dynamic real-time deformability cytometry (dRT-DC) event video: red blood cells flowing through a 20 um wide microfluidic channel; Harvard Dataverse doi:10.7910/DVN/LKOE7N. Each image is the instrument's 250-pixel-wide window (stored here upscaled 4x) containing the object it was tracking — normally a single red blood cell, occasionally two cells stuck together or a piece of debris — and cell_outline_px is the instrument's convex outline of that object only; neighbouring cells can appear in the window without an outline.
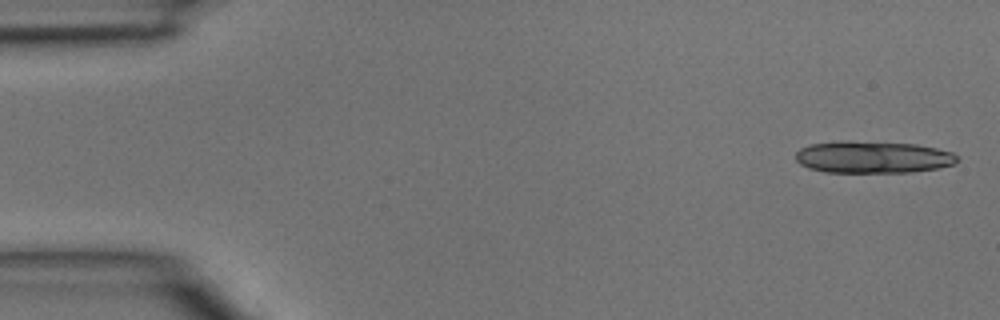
{"species": "common noctule bat (a hibernating species)", "species_latin": "Nyctalus noctula", "temperature_condition": "room temperature", "stored_images_in_passage": 17, "segment_of_instrument_passage": [1, 2], "camera_frame_rate_fps": 3000, "um_per_image_px": 0.085, "animal": {"sex": "male", "body_mass_g": 15.6}, "frame": {"image": 1, "passage_image": 1, "time_ms": 0.0, "image_size_px": [1000, 320], "cell_outline_px": [[956, 160], [952, 164], [936, 168], [912, 172], [824, 172], [808, 168], [800, 164], [796, 160], [796, 152], [800, 148], [812, 144], [840, 140], [916, 144], [936, 148], [952, 152], [956, 156]], "centroid_in_image_um": [74.13, 13.35], "position_along_channel_um": 10.9, "area_um2": 30.06}}